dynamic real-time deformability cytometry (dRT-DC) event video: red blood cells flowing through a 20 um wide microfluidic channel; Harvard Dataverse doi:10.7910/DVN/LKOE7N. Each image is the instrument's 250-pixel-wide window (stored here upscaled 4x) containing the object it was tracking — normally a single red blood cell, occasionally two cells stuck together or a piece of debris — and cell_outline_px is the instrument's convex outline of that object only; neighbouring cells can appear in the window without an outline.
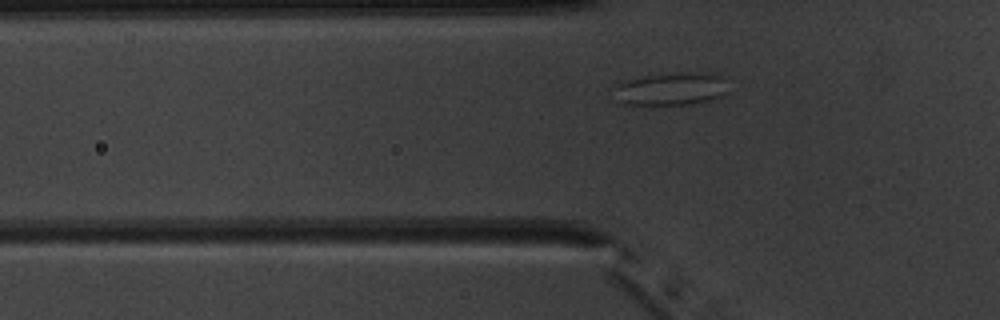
{"species": "common noctule bat (a hibernating species)", "species_latin": "Nyctalus noctula", "temperature_condition": "warm", "stored_images_in_passage": 34, "camera_frame_rate_fps": 3000, "um_per_image_px": 0.085, "animal": {"sex": "male", "body_mass_g": 20.1, "forearm_length_mm": 53.5}, "frame": {"image": 1, "passage_image": 4, "time_ms": 1.0, "image_size_px": [1000, 320], "cell_outline_px": [[728, 92], [720, 96], [708, 100], [688, 104], [624, 104], [616, 100], [612, 88], [620, 80], [644, 76], [688, 72], [716, 72], [728, 76]], "centroid_in_image_um": [57.08, 7.52], "position_along_channel_um": 68.7, "area_um2": 22.48}}
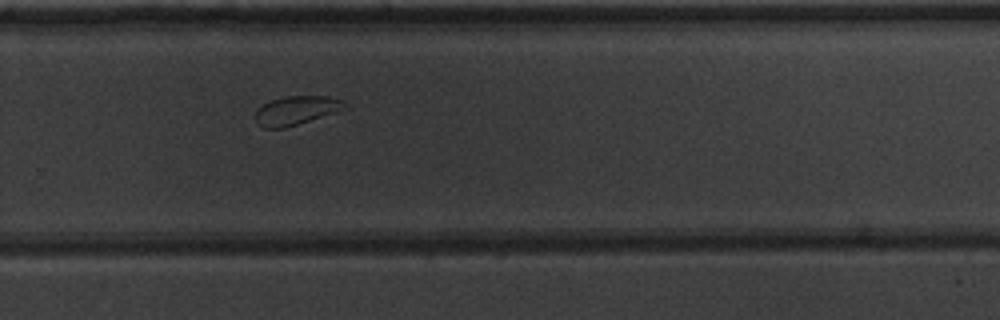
{"frame": {"image": 2, "passage_image": 22, "time_ms": 7.0, "image_size_px": [1000, 320], "cell_outline_px": [[352, 108], [284, 128], [264, 128], [256, 120], [256, 108], [272, 100], [288, 96], [328, 96], [340, 100]], "centroid_in_image_um": [25.25, 9.38], "position_along_channel_um": 304.6, "area_um2": 15.03}}
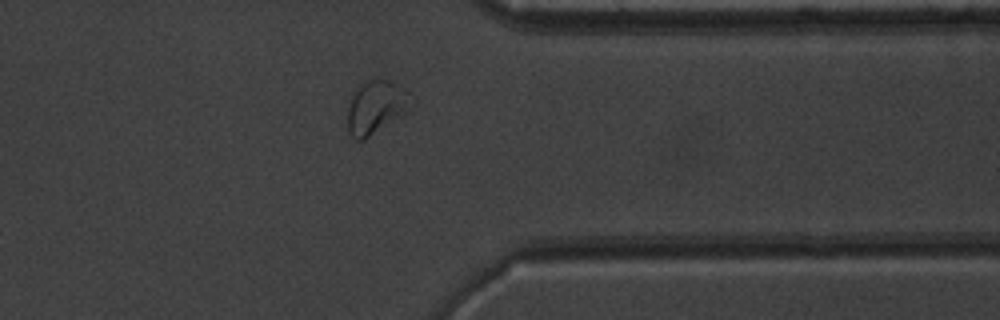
{"frame": {"image": 3, "passage_image": 28, "time_ms": 9.0, "image_size_px": [1000, 320], "cell_outline_px": [[408, 100], [400, 112], [364, 140], [356, 140], [348, 132], [348, 108], [352, 92], [356, 84], [368, 76], [388, 80], [404, 88], [408, 92]], "centroid_in_image_um": [31.78, 8.99], "position_along_channel_um": 379.6, "area_um2": 18.9}}